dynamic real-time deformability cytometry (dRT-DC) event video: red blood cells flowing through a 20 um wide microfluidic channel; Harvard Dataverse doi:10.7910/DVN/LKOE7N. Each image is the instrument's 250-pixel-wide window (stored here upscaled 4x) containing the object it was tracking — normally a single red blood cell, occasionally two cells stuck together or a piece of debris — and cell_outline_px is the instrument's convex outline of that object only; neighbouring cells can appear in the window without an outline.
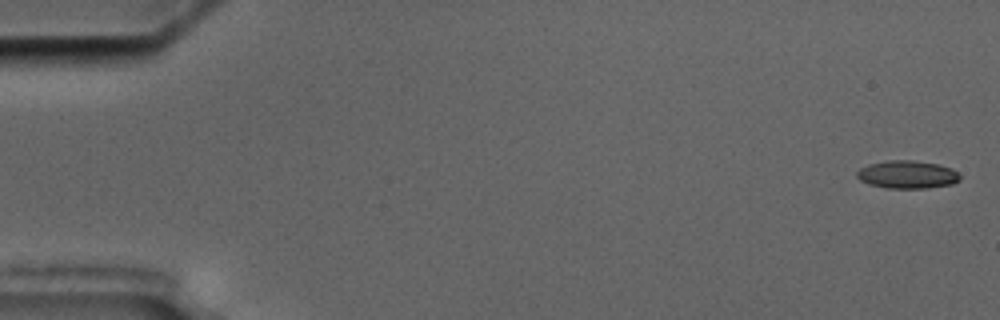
{"species": "common noctule bat (a hibernating species)", "species_latin": "Nyctalus noctula", "temperature_condition": "cold", "stored_images_in_passage": 10, "camera_frame_rate_fps": 3000, "um_per_image_px": 0.085, "animal": {"sex": "male", "body_mass_g": 17.5, "forearm_length_mm": 52.3}, "frame": {"image": 1, "passage_image": 1, "time_ms": 0.0, "image_size_px": [1000, 320], "cell_outline_px": [[960, 180], [952, 184], [928, 188], [888, 188], [868, 184], [860, 180], [856, 176], [856, 172], [860, 168], [868, 164], [888, 160], [912, 160], [936, 164], [952, 168], [960, 176]], "centroid_in_image_um": [77.1, 14.84], "position_along_channel_um": 7.9, "area_um2": 16.76}}
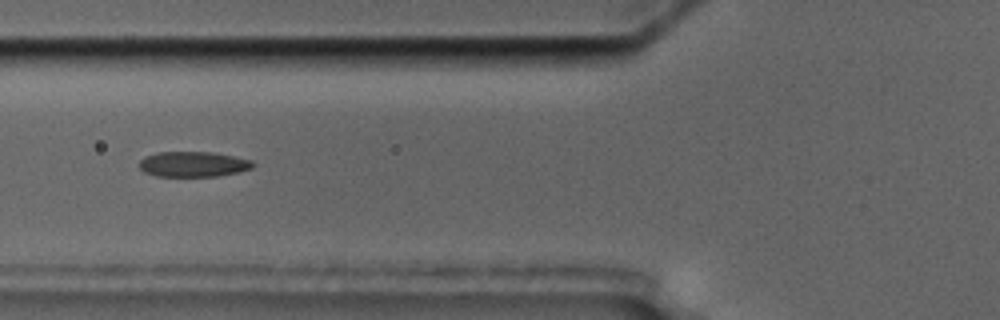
{"frame": {"image": 2, "passage_image": 7, "time_ms": 7.0, "image_size_px": [1000, 320], "cell_outline_px": [[256, 164], [252, 168], [236, 172], [216, 176], [156, 176], [144, 172], [140, 168], [140, 160], [144, 156], [156, 152], [212, 152], [252, 160]], "centroid_in_image_um": [16.4, 13.95], "position_along_channel_um": 109.4, "area_um2": 16.7}}
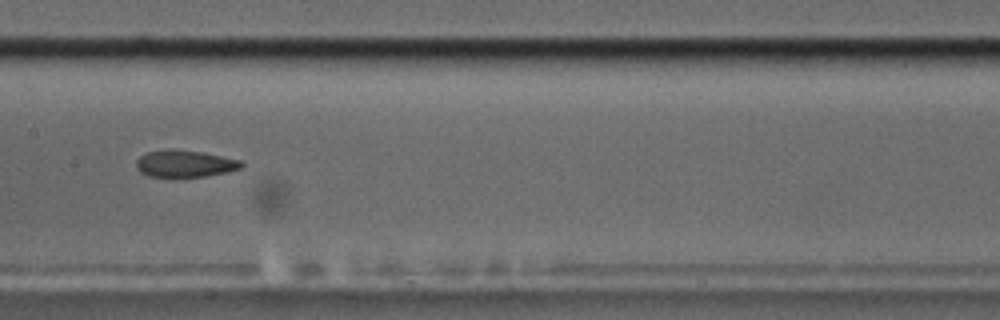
{"frame": {"image": 3, "passage_image": 9, "time_ms": 9.333, "image_size_px": [1000, 320], "cell_outline_px": [[244, 168], [228, 172], [204, 176], [148, 176], [140, 172], [136, 168], [136, 160], [140, 156], [148, 152], [168, 148], [172, 148], [204, 152], [240, 160], [244, 164]], "centroid_in_image_um": [15.73, 13.89], "position_along_channel_um": 191.7, "area_um2": 16.65}}